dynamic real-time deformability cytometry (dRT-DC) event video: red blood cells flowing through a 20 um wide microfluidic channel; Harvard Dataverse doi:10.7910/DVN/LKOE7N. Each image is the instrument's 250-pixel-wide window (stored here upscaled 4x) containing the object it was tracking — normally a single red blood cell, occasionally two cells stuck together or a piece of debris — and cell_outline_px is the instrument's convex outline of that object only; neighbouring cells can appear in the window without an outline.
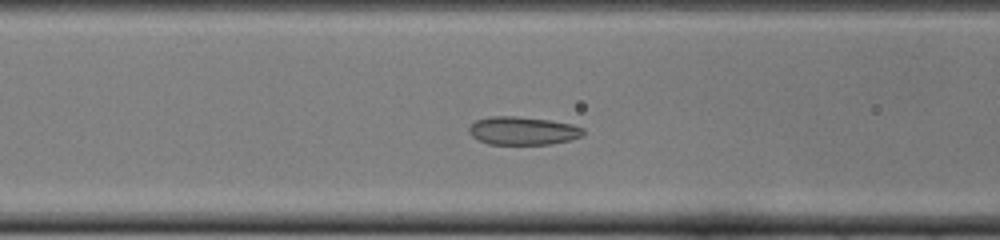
{"species": "common noctule bat (a hibernating species)", "species_latin": "Nyctalus noctula", "temperature_condition": "cold", "stored_images_in_passage": 43, "camera_frame_rate_fps": 3000, "um_per_image_px": 0.085, "animal": {"sex": "female", "body_mass_g": 22.0, "forearm_length_mm": 56.7}, "frame": {"image": 1, "passage_image": 11, "time_ms": 3.333, "image_size_px": [1000, 240], "cell_outline_px": [[584, 136], [552, 144], [488, 144], [472, 136], [468, 132], [468, 128], [476, 120], [488, 116], [516, 116], [548, 120], [572, 124], [584, 128]], "centroid_in_image_um": [44.44, 11.11], "position_along_channel_um": 122.2, "area_um2": 18.79}}
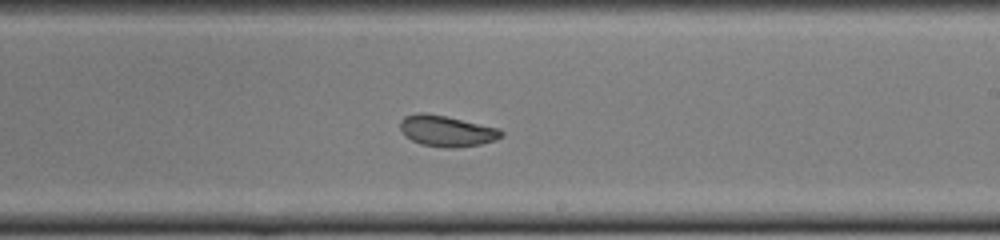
{"frame": {"image": 2, "passage_image": 21, "time_ms": 6.667, "image_size_px": [1000, 240], "cell_outline_px": [[504, 136], [496, 140], [480, 144], [456, 148], [448, 148], [420, 144], [404, 136], [400, 128], [400, 120], [404, 116], [420, 112], [424, 112], [444, 116], [500, 128], [504, 132]], "centroid_in_image_um": [37.97, 11.14], "position_along_channel_um": 251.0, "area_um2": 18.38}}
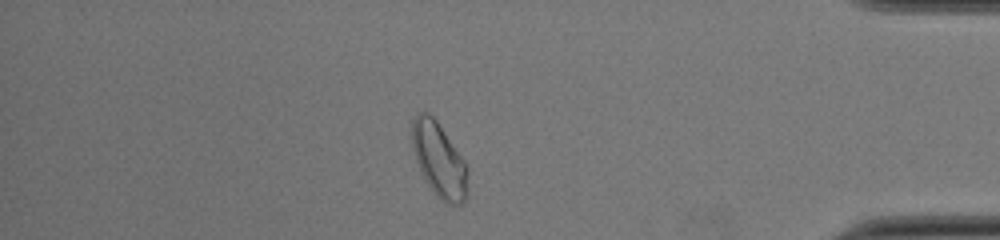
{"frame": {"image": 3, "passage_image": 35, "time_ms": 11.333, "image_size_px": [1000, 240], "cell_outline_px": [[468, 192], [464, 200], [460, 204], [444, 204], [436, 196], [420, 172], [412, 148], [412, 120], [416, 112], [428, 112], [436, 120], [464, 160], [468, 168]], "centroid_in_image_um": [37.32, 13.61], "position_along_channel_um": 397.9, "area_um2": 24.33}, "authors_computed_cell_mechanics": {"area_um2": 19.7098, "velocity_mm_per_s": 3.8858, "shape_relaxation_time_tau1_ms": null, "shape_relaxation_time_tau2_ms": 1.8936, "deformation_change_tau1": null, "deformation_change_tau2": 0.0735}}